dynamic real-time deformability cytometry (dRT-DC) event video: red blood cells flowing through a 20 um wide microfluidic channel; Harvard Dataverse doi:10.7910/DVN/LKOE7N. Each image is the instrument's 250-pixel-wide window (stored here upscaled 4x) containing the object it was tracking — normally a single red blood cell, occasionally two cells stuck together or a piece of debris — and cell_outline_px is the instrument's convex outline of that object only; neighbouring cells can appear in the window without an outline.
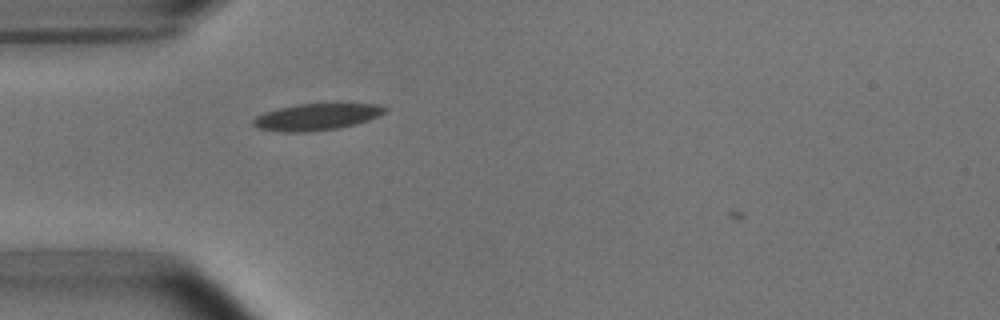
{"species": "common noctule bat (a hibernating species)", "species_latin": "Nyctalus noctula", "temperature_condition": "room temperature", "stored_images_in_passage": 1, "camera_frame_rate_fps": 3000, "um_per_image_px": 0.085, "animal": {"sex": "male", "body_mass_g": 15.6}, "frame": {"image": 1, "passage_image": 1, "time_ms": 0.0, "image_size_px": [1000, 320], "cell_outline_px": [[388, 108], [384, 112], [368, 120], [356, 124], [336, 128], [304, 132], [284, 132], [260, 128], [252, 124], [252, 120], [256, 116], [264, 112], [296, 104], [376, 104]], "centroid_in_image_um": [26.87, 9.93], "position_along_channel_um": 58.1, "area_um2": 20.06}}